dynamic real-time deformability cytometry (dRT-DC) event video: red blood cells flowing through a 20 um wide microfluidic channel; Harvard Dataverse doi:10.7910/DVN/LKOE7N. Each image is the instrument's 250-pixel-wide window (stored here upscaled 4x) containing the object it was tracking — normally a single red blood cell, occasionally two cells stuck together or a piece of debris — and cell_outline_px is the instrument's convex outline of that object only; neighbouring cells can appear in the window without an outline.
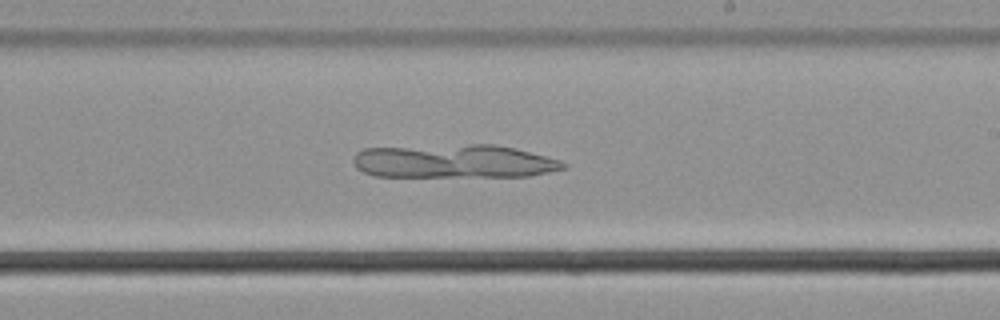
{"species": "common noctule bat (a hibernating species)", "species_latin": "Nyctalus noctula", "temperature_condition": "cold", "stored_images_in_passage": 55, "camera_frame_rate_fps": 3000, "um_per_image_px": 0.085, "animal": {"sex": "male", "body_mass_g": 21.5, "forearm_length_mm": 52.0}, "frame": {"image": 1, "passage_image": 33, "time_ms": 10.667, "image_size_px": [1000, 320], "cell_outline_px": [[568, 168], [528, 176], [376, 176], [364, 172], [356, 168], [352, 160], [356, 152], [364, 148], [472, 144], [492, 144], [512, 148], [560, 160], [568, 164]], "centroid_in_image_um": [38.56, 13.71], "position_along_channel_um": 250.4, "area_um2": 40.86}}